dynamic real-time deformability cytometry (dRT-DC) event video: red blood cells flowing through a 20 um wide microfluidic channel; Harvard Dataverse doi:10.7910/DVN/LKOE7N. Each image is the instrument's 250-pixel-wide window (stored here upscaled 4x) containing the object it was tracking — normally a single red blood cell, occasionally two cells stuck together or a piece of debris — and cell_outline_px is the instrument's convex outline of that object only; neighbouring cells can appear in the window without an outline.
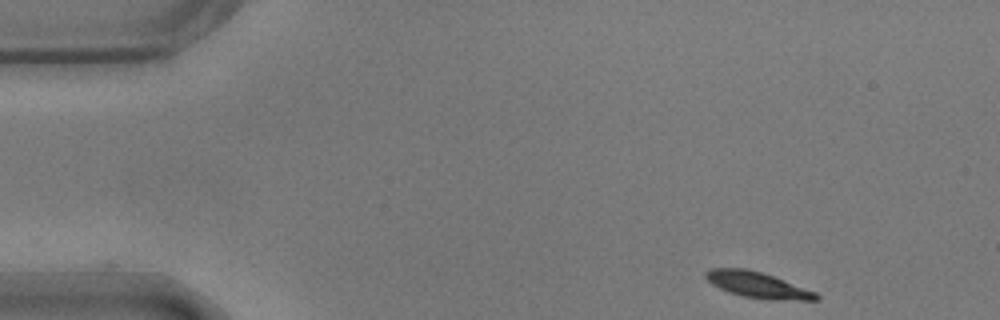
{"species": "common noctule bat (a hibernating species)", "species_latin": "Nyctalus noctula", "temperature_condition": "warm", "stored_images_in_passage": 9, "camera_frame_rate_fps": 3000, "um_per_image_px": 0.085, "animal": {"sex": "male", "body_mass_g": 17.9}, "frame": {"image": 1, "passage_image": 1, "time_ms": 0.0, "image_size_px": [1000, 320], "cell_outline_px": [[820, 300], [768, 300], [744, 296], [728, 292], [712, 284], [704, 276], [704, 272], [708, 268], [748, 268], [772, 276], [816, 292], [820, 296]], "centroid_in_image_um": [64.38, 24.22], "position_along_channel_um": 20.6, "area_um2": 16.65}}